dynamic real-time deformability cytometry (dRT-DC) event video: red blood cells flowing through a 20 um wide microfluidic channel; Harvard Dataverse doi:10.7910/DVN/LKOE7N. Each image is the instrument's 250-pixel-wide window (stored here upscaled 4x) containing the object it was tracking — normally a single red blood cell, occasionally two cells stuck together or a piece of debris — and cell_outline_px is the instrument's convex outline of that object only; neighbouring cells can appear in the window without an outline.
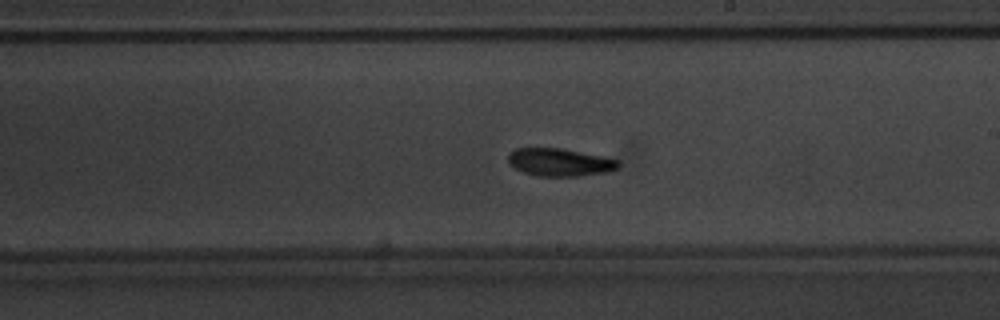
{"species": "common noctule bat (a hibernating species)", "species_latin": "Nyctalus noctula", "temperature_condition": "warm", "stored_images_in_passage": 52, "segment_of_instrument_passage": [1, 2], "camera_frame_rate_fps": 3000, "um_per_image_px": 0.085, "animal": {"sex": "male", "body_mass_g": 20.1, "forearm_length_mm": 53.5}, "frame": {"image": 1, "passage_image": 30, "time_ms": 9.667, "image_size_px": [1000, 320], "cell_outline_px": [[620, 164], [616, 168], [608, 172], [580, 176], [536, 176], [524, 172], [508, 164], [508, 152], [516, 148], [560, 148], [604, 156], [620, 160]], "centroid_in_image_um": [47.58, 13.79], "position_along_channel_um": 241.4, "area_um2": 17.98}}
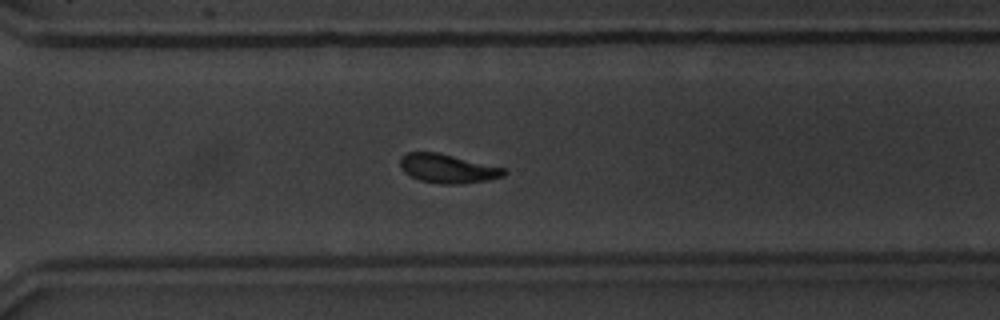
{"frame": {"image": 2, "passage_image": 37, "time_ms": 12.0, "image_size_px": [1000, 320], "cell_outline_px": [[508, 172], [504, 176], [488, 180], [460, 184], [440, 184], [420, 180], [404, 172], [400, 168], [400, 156], [408, 152], [436, 152], [504, 168]], "centroid_in_image_um": [38.03, 14.33], "position_along_channel_um": 332.6, "area_um2": 17.4}}
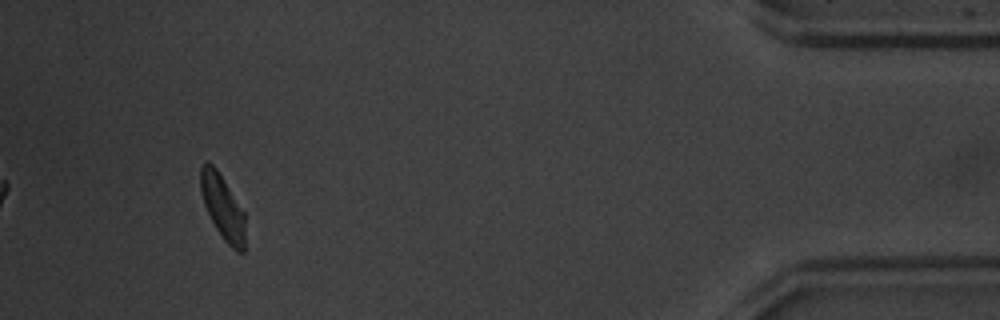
{"frame": {"image": 3, "passage_image": 48, "time_ms": 15.667, "image_size_px": [1000, 320], "cell_outline_px": [[244, 252], [236, 252], [224, 240], [216, 228], [204, 204], [200, 192], [200, 168], [204, 160], [208, 160], [216, 168], [244, 212]], "centroid_in_image_um": [18.9, 17.57], "position_along_channel_um": 416.3, "area_um2": 16.59}}